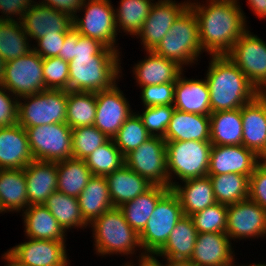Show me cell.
<instances>
[{
  "instance_id": "30bf717a",
  "label": "cell",
  "mask_w": 266,
  "mask_h": 266,
  "mask_svg": "<svg viewBox=\"0 0 266 266\" xmlns=\"http://www.w3.org/2000/svg\"><path fill=\"white\" fill-rule=\"evenodd\" d=\"M1 86L15 94L17 99L46 90L43 58L31 50L22 57L6 62Z\"/></svg>"
},
{
  "instance_id": "6125c7cd",
  "label": "cell",
  "mask_w": 266,
  "mask_h": 266,
  "mask_svg": "<svg viewBox=\"0 0 266 266\" xmlns=\"http://www.w3.org/2000/svg\"><path fill=\"white\" fill-rule=\"evenodd\" d=\"M248 266H266V264H254V265H248Z\"/></svg>"
},
{
  "instance_id": "680465c9",
  "label": "cell",
  "mask_w": 266,
  "mask_h": 266,
  "mask_svg": "<svg viewBox=\"0 0 266 266\" xmlns=\"http://www.w3.org/2000/svg\"><path fill=\"white\" fill-rule=\"evenodd\" d=\"M168 266H196L192 264L190 261H175V262H167Z\"/></svg>"
},
{
  "instance_id": "db71d44e",
  "label": "cell",
  "mask_w": 266,
  "mask_h": 266,
  "mask_svg": "<svg viewBox=\"0 0 266 266\" xmlns=\"http://www.w3.org/2000/svg\"><path fill=\"white\" fill-rule=\"evenodd\" d=\"M81 35L79 32L72 27L67 33L62 47V52L59 53L58 57L70 62L73 60L74 46L77 44L78 38Z\"/></svg>"
},
{
  "instance_id": "7bdbcfd3",
  "label": "cell",
  "mask_w": 266,
  "mask_h": 266,
  "mask_svg": "<svg viewBox=\"0 0 266 266\" xmlns=\"http://www.w3.org/2000/svg\"><path fill=\"white\" fill-rule=\"evenodd\" d=\"M109 138L93 126L72 129V158L84 160Z\"/></svg>"
},
{
  "instance_id": "484cf974",
  "label": "cell",
  "mask_w": 266,
  "mask_h": 266,
  "mask_svg": "<svg viewBox=\"0 0 266 266\" xmlns=\"http://www.w3.org/2000/svg\"><path fill=\"white\" fill-rule=\"evenodd\" d=\"M110 199L114 207H120L149 190L153 184L131 170L126 164L105 176Z\"/></svg>"
},
{
  "instance_id": "e0dca14e",
  "label": "cell",
  "mask_w": 266,
  "mask_h": 266,
  "mask_svg": "<svg viewBox=\"0 0 266 266\" xmlns=\"http://www.w3.org/2000/svg\"><path fill=\"white\" fill-rule=\"evenodd\" d=\"M155 3L137 34L142 38L146 51L154 50L158 46L173 22L189 7L190 2L179 5L171 0H160Z\"/></svg>"
},
{
  "instance_id": "9c48e42d",
  "label": "cell",
  "mask_w": 266,
  "mask_h": 266,
  "mask_svg": "<svg viewBox=\"0 0 266 266\" xmlns=\"http://www.w3.org/2000/svg\"><path fill=\"white\" fill-rule=\"evenodd\" d=\"M24 128L34 160L58 162L72 158V128L67 123Z\"/></svg>"
},
{
  "instance_id": "1f68e13d",
  "label": "cell",
  "mask_w": 266,
  "mask_h": 266,
  "mask_svg": "<svg viewBox=\"0 0 266 266\" xmlns=\"http://www.w3.org/2000/svg\"><path fill=\"white\" fill-rule=\"evenodd\" d=\"M23 215L25 234L32 239L64 241L65 230L43 205H29Z\"/></svg>"
},
{
  "instance_id": "52a82bcc",
  "label": "cell",
  "mask_w": 266,
  "mask_h": 266,
  "mask_svg": "<svg viewBox=\"0 0 266 266\" xmlns=\"http://www.w3.org/2000/svg\"><path fill=\"white\" fill-rule=\"evenodd\" d=\"M184 216L178 196L170 189L157 203L139 242L146 256H154L167 242L170 233ZM147 251V252H146Z\"/></svg>"
},
{
  "instance_id": "f1b7e54d",
  "label": "cell",
  "mask_w": 266,
  "mask_h": 266,
  "mask_svg": "<svg viewBox=\"0 0 266 266\" xmlns=\"http://www.w3.org/2000/svg\"><path fill=\"white\" fill-rule=\"evenodd\" d=\"M197 235L191 217L184 215L174 226L165 245L155 255L165 256L168 262L189 261Z\"/></svg>"
},
{
  "instance_id": "6da1fadb",
  "label": "cell",
  "mask_w": 266,
  "mask_h": 266,
  "mask_svg": "<svg viewBox=\"0 0 266 266\" xmlns=\"http://www.w3.org/2000/svg\"><path fill=\"white\" fill-rule=\"evenodd\" d=\"M117 52L97 39L81 35L69 62L68 91L98 92L112 88L121 72Z\"/></svg>"
},
{
  "instance_id": "f907efd6",
  "label": "cell",
  "mask_w": 266,
  "mask_h": 266,
  "mask_svg": "<svg viewBox=\"0 0 266 266\" xmlns=\"http://www.w3.org/2000/svg\"><path fill=\"white\" fill-rule=\"evenodd\" d=\"M5 92L6 89L0 85V127L17 124L18 99L10 98Z\"/></svg>"
},
{
  "instance_id": "83f0119b",
  "label": "cell",
  "mask_w": 266,
  "mask_h": 266,
  "mask_svg": "<svg viewBox=\"0 0 266 266\" xmlns=\"http://www.w3.org/2000/svg\"><path fill=\"white\" fill-rule=\"evenodd\" d=\"M147 52L149 57L134 67L137 82L141 86L176 83L182 67L175 61L156 54L153 50Z\"/></svg>"
},
{
  "instance_id": "f546056e",
  "label": "cell",
  "mask_w": 266,
  "mask_h": 266,
  "mask_svg": "<svg viewBox=\"0 0 266 266\" xmlns=\"http://www.w3.org/2000/svg\"><path fill=\"white\" fill-rule=\"evenodd\" d=\"M77 199L82 216L88 224L114 208L105 176H92Z\"/></svg>"
},
{
  "instance_id": "4dcf8cb0",
  "label": "cell",
  "mask_w": 266,
  "mask_h": 266,
  "mask_svg": "<svg viewBox=\"0 0 266 266\" xmlns=\"http://www.w3.org/2000/svg\"><path fill=\"white\" fill-rule=\"evenodd\" d=\"M170 190L162 185H153L149 190L140 194L132 201L121 205L122 211L127 223L139 235L145 228L147 221L152 215L158 201Z\"/></svg>"
},
{
  "instance_id": "8992f818",
  "label": "cell",
  "mask_w": 266,
  "mask_h": 266,
  "mask_svg": "<svg viewBox=\"0 0 266 266\" xmlns=\"http://www.w3.org/2000/svg\"><path fill=\"white\" fill-rule=\"evenodd\" d=\"M91 224L98 254H132L136 246L141 247L139 235L127 223L119 207L109 209Z\"/></svg>"
},
{
  "instance_id": "ac0fdd59",
  "label": "cell",
  "mask_w": 266,
  "mask_h": 266,
  "mask_svg": "<svg viewBox=\"0 0 266 266\" xmlns=\"http://www.w3.org/2000/svg\"><path fill=\"white\" fill-rule=\"evenodd\" d=\"M72 17L40 2L28 8L21 23L28 37L38 40L45 35L67 33L72 27Z\"/></svg>"
},
{
  "instance_id": "277c9868",
  "label": "cell",
  "mask_w": 266,
  "mask_h": 266,
  "mask_svg": "<svg viewBox=\"0 0 266 266\" xmlns=\"http://www.w3.org/2000/svg\"><path fill=\"white\" fill-rule=\"evenodd\" d=\"M201 48L198 20L188 7L172 24L168 33L153 50L156 54L175 61L179 66L197 60Z\"/></svg>"
},
{
  "instance_id": "44dd1931",
  "label": "cell",
  "mask_w": 266,
  "mask_h": 266,
  "mask_svg": "<svg viewBox=\"0 0 266 266\" xmlns=\"http://www.w3.org/2000/svg\"><path fill=\"white\" fill-rule=\"evenodd\" d=\"M226 233H199L190 262L196 266H234Z\"/></svg>"
},
{
  "instance_id": "7402d4cb",
  "label": "cell",
  "mask_w": 266,
  "mask_h": 266,
  "mask_svg": "<svg viewBox=\"0 0 266 266\" xmlns=\"http://www.w3.org/2000/svg\"><path fill=\"white\" fill-rule=\"evenodd\" d=\"M29 205L44 204L57 191V163L32 160L24 169Z\"/></svg>"
},
{
  "instance_id": "6f0895ef",
  "label": "cell",
  "mask_w": 266,
  "mask_h": 266,
  "mask_svg": "<svg viewBox=\"0 0 266 266\" xmlns=\"http://www.w3.org/2000/svg\"><path fill=\"white\" fill-rule=\"evenodd\" d=\"M257 159H263L262 161L257 162V165H260L262 167H266V145L264 146V148L258 153L257 155ZM262 162V163H261Z\"/></svg>"
},
{
  "instance_id": "836d02e7",
  "label": "cell",
  "mask_w": 266,
  "mask_h": 266,
  "mask_svg": "<svg viewBox=\"0 0 266 266\" xmlns=\"http://www.w3.org/2000/svg\"><path fill=\"white\" fill-rule=\"evenodd\" d=\"M28 207L26 177L23 169H0V209L19 211Z\"/></svg>"
},
{
  "instance_id": "7a4b0ae2",
  "label": "cell",
  "mask_w": 266,
  "mask_h": 266,
  "mask_svg": "<svg viewBox=\"0 0 266 266\" xmlns=\"http://www.w3.org/2000/svg\"><path fill=\"white\" fill-rule=\"evenodd\" d=\"M207 7L189 3L199 25L201 48L211 56L227 55L247 30L237 0H209Z\"/></svg>"
},
{
  "instance_id": "be15d7a7",
  "label": "cell",
  "mask_w": 266,
  "mask_h": 266,
  "mask_svg": "<svg viewBox=\"0 0 266 266\" xmlns=\"http://www.w3.org/2000/svg\"><path fill=\"white\" fill-rule=\"evenodd\" d=\"M262 94L266 97V89L262 92Z\"/></svg>"
},
{
  "instance_id": "94428289",
  "label": "cell",
  "mask_w": 266,
  "mask_h": 266,
  "mask_svg": "<svg viewBox=\"0 0 266 266\" xmlns=\"http://www.w3.org/2000/svg\"><path fill=\"white\" fill-rule=\"evenodd\" d=\"M4 65H5V62L3 61V59L0 56V85L2 82L3 74H4Z\"/></svg>"
},
{
  "instance_id": "11a10c76",
  "label": "cell",
  "mask_w": 266,
  "mask_h": 266,
  "mask_svg": "<svg viewBox=\"0 0 266 266\" xmlns=\"http://www.w3.org/2000/svg\"><path fill=\"white\" fill-rule=\"evenodd\" d=\"M254 13L260 17H266V0H248Z\"/></svg>"
},
{
  "instance_id": "f35d334b",
  "label": "cell",
  "mask_w": 266,
  "mask_h": 266,
  "mask_svg": "<svg viewBox=\"0 0 266 266\" xmlns=\"http://www.w3.org/2000/svg\"><path fill=\"white\" fill-rule=\"evenodd\" d=\"M27 37L20 21H0V56L5 63L33 50Z\"/></svg>"
},
{
  "instance_id": "bcb514c9",
  "label": "cell",
  "mask_w": 266,
  "mask_h": 266,
  "mask_svg": "<svg viewBox=\"0 0 266 266\" xmlns=\"http://www.w3.org/2000/svg\"><path fill=\"white\" fill-rule=\"evenodd\" d=\"M174 110V105L145 107V111L143 114H139V117L152 136L164 137Z\"/></svg>"
},
{
  "instance_id": "816d5d0a",
  "label": "cell",
  "mask_w": 266,
  "mask_h": 266,
  "mask_svg": "<svg viewBox=\"0 0 266 266\" xmlns=\"http://www.w3.org/2000/svg\"><path fill=\"white\" fill-rule=\"evenodd\" d=\"M32 3H34L32 0H0V10L5 13L4 15H8L4 16V18L0 17V21H15V19L9 15L19 14L20 17L18 20L21 22L22 17L27 9L34 5Z\"/></svg>"
},
{
  "instance_id": "9f6ffc18",
  "label": "cell",
  "mask_w": 266,
  "mask_h": 266,
  "mask_svg": "<svg viewBox=\"0 0 266 266\" xmlns=\"http://www.w3.org/2000/svg\"><path fill=\"white\" fill-rule=\"evenodd\" d=\"M141 259L139 260L140 264L139 266H168L166 265H161L159 261L153 257V256H146V254H141Z\"/></svg>"
},
{
  "instance_id": "60d3db41",
  "label": "cell",
  "mask_w": 266,
  "mask_h": 266,
  "mask_svg": "<svg viewBox=\"0 0 266 266\" xmlns=\"http://www.w3.org/2000/svg\"><path fill=\"white\" fill-rule=\"evenodd\" d=\"M152 5L150 0H121L120 7L115 13L116 27H122L125 32L137 36Z\"/></svg>"
},
{
  "instance_id": "f6af8a7d",
  "label": "cell",
  "mask_w": 266,
  "mask_h": 266,
  "mask_svg": "<svg viewBox=\"0 0 266 266\" xmlns=\"http://www.w3.org/2000/svg\"><path fill=\"white\" fill-rule=\"evenodd\" d=\"M43 77L46 89L68 91L69 62L59 57L44 58Z\"/></svg>"
},
{
  "instance_id": "74e56055",
  "label": "cell",
  "mask_w": 266,
  "mask_h": 266,
  "mask_svg": "<svg viewBox=\"0 0 266 266\" xmlns=\"http://www.w3.org/2000/svg\"><path fill=\"white\" fill-rule=\"evenodd\" d=\"M43 205L65 231L74 226L85 227V225H88L82 216L77 197L55 191Z\"/></svg>"
},
{
  "instance_id": "f5cc1de1",
  "label": "cell",
  "mask_w": 266,
  "mask_h": 266,
  "mask_svg": "<svg viewBox=\"0 0 266 266\" xmlns=\"http://www.w3.org/2000/svg\"><path fill=\"white\" fill-rule=\"evenodd\" d=\"M83 1L84 0H44L41 4L50 6L53 9L66 13L73 18L76 16L78 10H82L81 6Z\"/></svg>"
},
{
  "instance_id": "681fc988",
  "label": "cell",
  "mask_w": 266,
  "mask_h": 266,
  "mask_svg": "<svg viewBox=\"0 0 266 266\" xmlns=\"http://www.w3.org/2000/svg\"><path fill=\"white\" fill-rule=\"evenodd\" d=\"M66 33H58L57 35H45L38 39V47L33 50L41 58L58 57L59 53L62 52Z\"/></svg>"
},
{
  "instance_id": "d4e9b609",
  "label": "cell",
  "mask_w": 266,
  "mask_h": 266,
  "mask_svg": "<svg viewBox=\"0 0 266 266\" xmlns=\"http://www.w3.org/2000/svg\"><path fill=\"white\" fill-rule=\"evenodd\" d=\"M176 79L174 89V108L188 113L210 115V93L206 80Z\"/></svg>"
},
{
  "instance_id": "4316f807",
  "label": "cell",
  "mask_w": 266,
  "mask_h": 266,
  "mask_svg": "<svg viewBox=\"0 0 266 266\" xmlns=\"http://www.w3.org/2000/svg\"><path fill=\"white\" fill-rule=\"evenodd\" d=\"M184 183L183 187L177 183L171 188L178 196L184 215L191 216L217 203L209 176L186 179Z\"/></svg>"
},
{
  "instance_id": "3957f363",
  "label": "cell",
  "mask_w": 266,
  "mask_h": 266,
  "mask_svg": "<svg viewBox=\"0 0 266 266\" xmlns=\"http://www.w3.org/2000/svg\"><path fill=\"white\" fill-rule=\"evenodd\" d=\"M207 72L211 113L241 108L260 94L226 55L212 56Z\"/></svg>"
},
{
  "instance_id": "e575fe53",
  "label": "cell",
  "mask_w": 266,
  "mask_h": 266,
  "mask_svg": "<svg viewBox=\"0 0 266 266\" xmlns=\"http://www.w3.org/2000/svg\"><path fill=\"white\" fill-rule=\"evenodd\" d=\"M57 191L78 197L93 176L84 160L69 158L58 161Z\"/></svg>"
},
{
  "instance_id": "603a6c76",
  "label": "cell",
  "mask_w": 266,
  "mask_h": 266,
  "mask_svg": "<svg viewBox=\"0 0 266 266\" xmlns=\"http://www.w3.org/2000/svg\"><path fill=\"white\" fill-rule=\"evenodd\" d=\"M242 145L256 155L266 145V97L260 93L241 107Z\"/></svg>"
},
{
  "instance_id": "9a60e30c",
  "label": "cell",
  "mask_w": 266,
  "mask_h": 266,
  "mask_svg": "<svg viewBox=\"0 0 266 266\" xmlns=\"http://www.w3.org/2000/svg\"><path fill=\"white\" fill-rule=\"evenodd\" d=\"M226 234L232 239L266 235V210L249 198L228 205Z\"/></svg>"
},
{
  "instance_id": "8d00e7d4",
  "label": "cell",
  "mask_w": 266,
  "mask_h": 266,
  "mask_svg": "<svg viewBox=\"0 0 266 266\" xmlns=\"http://www.w3.org/2000/svg\"><path fill=\"white\" fill-rule=\"evenodd\" d=\"M96 116L95 92L68 91L66 123L73 129L93 126Z\"/></svg>"
},
{
  "instance_id": "d6986e66",
  "label": "cell",
  "mask_w": 266,
  "mask_h": 266,
  "mask_svg": "<svg viewBox=\"0 0 266 266\" xmlns=\"http://www.w3.org/2000/svg\"><path fill=\"white\" fill-rule=\"evenodd\" d=\"M257 155L243 145H212L208 175L237 173L251 176Z\"/></svg>"
},
{
  "instance_id": "2e32d148",
  "label": "cell",
  "mask_w": 266,
  "mask_h": 266,
  "mask_svg": "<svg viewBox=\"0 0 266 266\" xmlns=\"http://www.w3.org/2000/svg\"><path fill=\"white\" fill-rule=\"evenodd\" d=\"M29 239L6 253L22 266H67L64 241Z\"/></svg>"
},
{
  "instance_id": "ffe728a7",
  "label": "cell",
  "mask_w": 266,
  "mask_h": 266,
  "mask_svg": "<svg viewBox=\"0 0 266 266\" xmlns=\"http://www.w3.org/2000/svg\"><path fill=\"white\" fill-rule=\"evenodd\" d=\"M32 160L26 129L18 123L0 127V169H24Z\"/></svg>"
},
{
  "instance_id": "ee69618b",
  "label": "cell",
  "mask_w": 266,
  "mask_h": 266,
  "mask_svg": "<svg viewBox=\"0 0 266 266\" xmlns=\"http://www.w3.org/2000/svg\"><path fill=\"white\" fill-rule=\"evenodd\" d=\"M227 205L215 203L190 217L199 233H226Z\"/></svg>"
},
{
  "instance_id": "ba28073f",
  "label": "cell",
  "mask_w": 266,
  "mask_h": 266,
  "mask_svg": "<svg viewBox=\"0 0 266 266\" xmlns=\"http://www.w3.org/2000/svg\"><path fill=\"white\" fill-rule=\"evenodd\" d=\"M67 95V90L46 89L21 97L28 102L18 101L17 123L22 127L66 123Z\"/></svg>"
},
{
  "instance_id": "91938a15",
  "label": "cell",
  "mask_w": 266,
  "mask_h": 266,
  "mask_svg": "<svg viewBox=\"0 0 266 266\" xmlns=\"http://www.w3.org/2000/svg\"><path fill=\"white\" fill-rule=\"evenodd\" d=\"M3 256H4L3 258L6 259L7 262L9 263L7 264V266H22L17 262H15L7 253H5Z\"/></svg>"
},
{
  "instance_id": "8fae6325",
  "label": "cell",
  "mask_w": 266,
  "mask_h": 266,
  "mask_svg": "<svg viewBox=\"0 0 266 266\" xmlns=\"http://www.w3.org/2000/svg\"><path fill=\"white\" fill-rule=\"evenodd\" d=\"M85 8L84 18L74 16L73 27L80 35L97 39L106 47L117 51L115 47L117 27L115 21V10L110 0H86L81 8ZM114 46V47H113Z\"/></svg>"
},
{
  "instance_id": "d6a6232c",
  "label": "cell",
  "mask_w": 266,
  "mask_h": 266,
  "mask_svg": "<svg viewBox=\"0 0 266 266\" xmlns=\"http://www.w3.org/2000/svg\"><path fill=\"white\" fill-rule=\"evenodd\" d=\"M210 142L212 145H242L241 108L211 113Z\"/></svg>"
},
{
  "instance_id": "d590c367",
  "label": "cell",
  "mask_w": 266,
  "mask_h": 266,
  "mask_svg": "<svg viewBox=\"0 0 266 266\" xmlns=\"http://www.w3.org/2000/svg\"><path fill=\"white\" fill-rule=\"evenodd\" d=\"M208 176L218 203L228 206L249 198L248 176L237 173Z\"/></svg>"
},
{
  "instance_id": "c3c4849f",
  "label": "cell",
  "mask_w": 266,
  "mask_h": 266,
  "mask_svg": "<svg viewBox=\"0 0 266 266\" xmlns=\"http://www.w3.org/2000/svg\"><path fill=\"white\" fill-rule=\"evenodd\" d=\"M249 199L266 210V167L257 165L249 177Z\"/></svg>"
},
{
  "instance_id": "7dc6e473",
  "label": "cell",
  "mask_w": 266,
  "mask_h": 266,
  "mask_svg": "<svg viewBox=\"0 0 266 266\" xmlns=\"http://www.w3.org/2000/svg\"><path fill=\"white\" fill-rule=\"evenodd\" d=\"M176 83L142 86L141 99L145 107L173 105Z\"/></svg>"
},
{
  "instance_id": "b9f144b4",
  "label": "cell",
  "mask_w": 266,
  "mask_h": 266,
  "mask_svg": "<svg viewBox=\"0 0 266 266\" xmlns=\"http://www.w3.org/2000/svg\"><path fill=\"white\" fill-rule=\"evenodd\" d=\"M151 137L139 115L132 113L119 128L113 140L120 152L126 156Z\"/></svg>"
},
{
  "instance_id": "4fadbf2b",
  "label": "cell",
  "mask_w": 266,
  "mask_h": 266,
  "mask_svg": "<svg viewBox=\"0 0 266 266\" xmlns=\"http://www.w3.org/2000/svg\"><path fill=\"white\" fill-rule=\"evenodd\" d=\"M249 32L246 30L241 35L226 56L262 93L266 88V43Z\"/></svg>"
},
{
  "instance_id": "5bb4252c",
  "label": "cell",
  "mask_w": 266,
  "mask_h": 266,
  "mask_svg": "<svg viewBox=\"0 0 266 266\" xmlns=\"http://www.w3.org/2000/svg\"><path fill=\"white\" fill-rule=\"evenodd\" d=\"M115 84L112 88L95 92L96 116L94 126L109 139H113L119 128L132 114L127 99Z\"/></svg>"
},
{
  "instance_id": "ab89813d",
  "label": "cell",
  "mask_w": 266,
  "mask_h": 266,
  "mask_svg": "<svg viewBox=\"0 0 266 266\" xmlns=\"http://www.w3.org/2000/svg\"><path fill=\"white\" fill-rule=\"evenodd\" d=\"M93 176H106L125 164V156L117 148L113 139L99 146L84 159Z\"/></svg>"
},
{
  "instance_id": "7c38bea8",
  "label": "cell",
  "mask_w": 266,
  "mask_h": 266,
  "mask_svg": "<svg viewBox=\"0 0 266 266\" xmlns=\"http://www.w3.org/2000/svg\"><path fill=\"white\" fill-rule=\"evenodd\" d=\"M125 164L153 185L169 188L167 171L166 141L152 136L125 156Z\"/></svg>"
},
{
  "instance_id": "cb8c5ba5",
  "label": "cell",
  "mask_w": 266,
  "mask_h": 266,
  "mask_svg": "<svg viewBox=\"0 0 266 266\" xmlns=\"http://www.w3.org/2000/svg\"><path fill=\"white\" fill-rule=\"evenodd\" d=\"M163 139L210 142V117L175 109Z\"/></svg>"
},
{
  "instance_id": "5b68a950",
  "label": "cell",
  "mask_w": 266,
  "mask_h": 266,
  "mask_svg": "<svg viewBox=\"0 0 266 266\" xmlns=\"http://www.w3.org/2000/svg\"><path fill=\"white\" fill-rule=\"evenodd\" d=\"M211 149V142L166 141L169 188L175 185L172 172L182 181L208 176Z\"/></svg>"
}]
</instances>
